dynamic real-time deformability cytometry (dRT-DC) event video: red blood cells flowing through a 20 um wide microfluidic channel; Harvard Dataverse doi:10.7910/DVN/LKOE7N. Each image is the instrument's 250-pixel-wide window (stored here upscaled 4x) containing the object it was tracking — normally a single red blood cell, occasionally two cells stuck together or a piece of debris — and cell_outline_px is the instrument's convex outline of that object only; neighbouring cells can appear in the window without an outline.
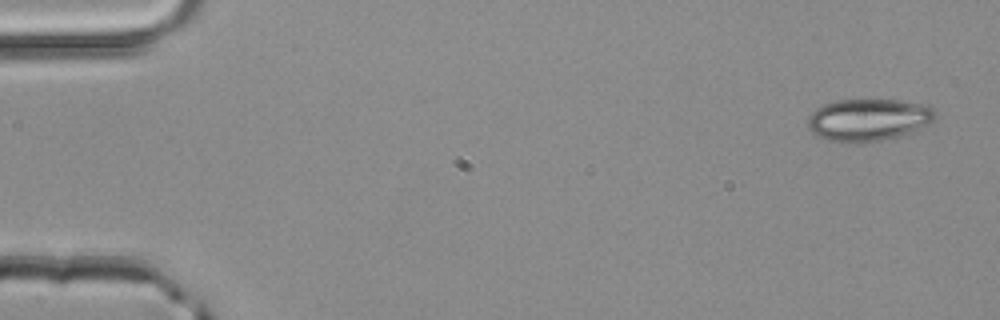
{"species": "common noctule bat (a hibernating species)", "species_latin": "Nyctalus noctula", "temperature_condition": "room temperature", "stored_images_in_passage": 3, "camera_frame_rate_fps": 3000, "um_per_image_px": 0.085, "animal": {"sex": "male", "body_mass_g": 20.4}, "frame": {"image": 1, "passage_image": 1, "time_ms": 0.0, "image_size_px": [1000, 320], "cell_outline_px": [[936, 120], [932, 124], [896, 136], [880, 140], [828, 140], [816, 136], [808, 128], [808, 116], [816, 108], [824, 104], [836, 100], [896, 100], [928, 104], [936, 112]], "centroid_in_image_um": [73.85, 10.14], "position_along_channel_um": 11.2, "area_um2": 30.87}}